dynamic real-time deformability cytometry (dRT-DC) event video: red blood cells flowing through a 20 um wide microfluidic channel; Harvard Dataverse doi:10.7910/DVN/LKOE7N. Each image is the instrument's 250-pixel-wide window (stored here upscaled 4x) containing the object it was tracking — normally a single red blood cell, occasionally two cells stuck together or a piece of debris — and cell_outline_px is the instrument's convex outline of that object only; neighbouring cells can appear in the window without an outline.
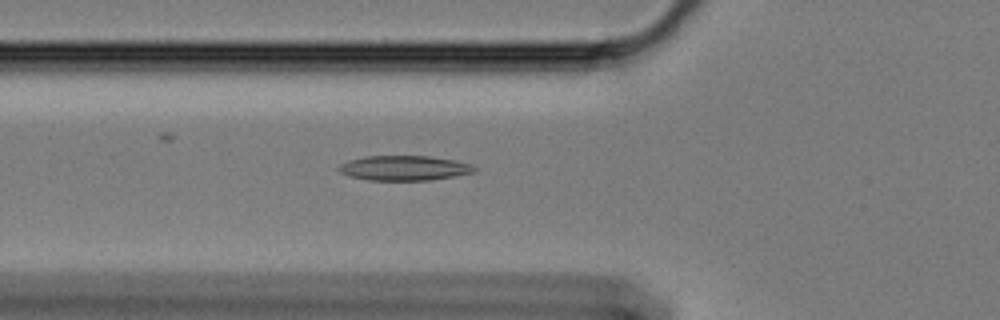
{"species": "Egyptian fruit bat (a non-hibernating species)", "species_latin": "Rousettus aegyptiacus", "temperature_condition": "cold", "stored_images_in_passage": 52, "camera_frame_rate_fps": 3000, "um_per_image_px": 0.085, "animal": {"sex": "female"}, "frame": {"image": 1, "passage_image": 14, "time_ms": 4.333, "image_size_px": [1000, 320], "cell_outline_px": [[476, 172], [456, 176], [432, 180], [368, 180], [348, 176], [340, 172], [336, 168], [340, 164], [364, 156], [428, 156], [452, 160], [472, 164], [476, 168]], "centroid_in_image_um": [34.36, 14.29], "position_along_channel_um": 91.4, "area_um2": 19.65}}
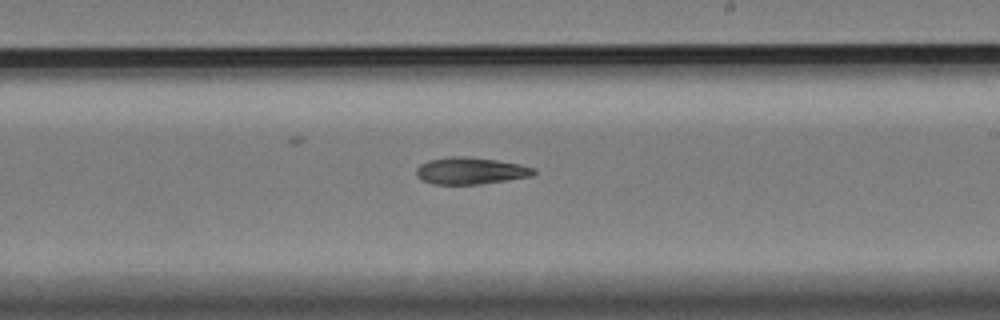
{"frame": {"image": 2, "passage_image": 28, "time_ms": 9.0, "image_size_px": [1000, 320], "cell_outline_px": [[536, 172], [532, 176], [508, 180], [480, 184], [432, 184], [420, 180], [416, 176], [416, 168], [420, 164], [428, 160], [448, 156], [464, 156], [496, 160], [520, 164], [536, 168]], "centroid_in_image_um": [39.97, 14.52], "position_along_channel_um": 249.0, "area_um2": 18.61}}
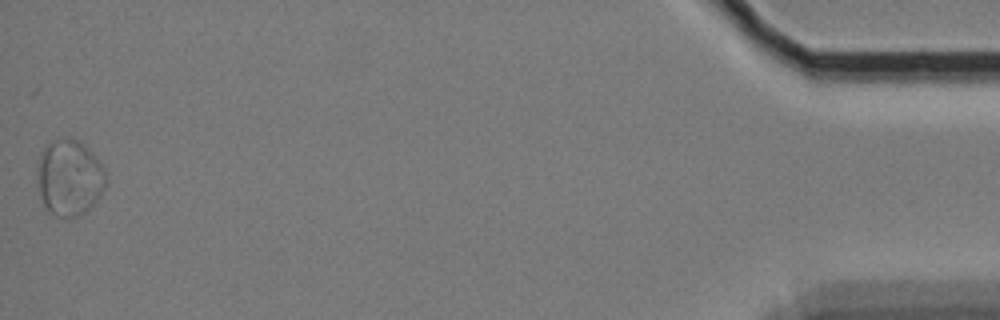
{"frame": {"image": 3, "passage_image": 52, "time_ms": 17.0, "image_size_px": [1000, 320], "cell_outline_px": [[108, 180], [100, 196], [80, 216], [64, 220], [48, 212], [44, 208], [40, 196], [36, 180], [40, 152], [52, 140], [76, 140], [84, 144], [104, 168]], "centroid_in_image_um": [5.87, 15.17], "position_along_channel_um": 429.3, "area_um2": 30.63}}